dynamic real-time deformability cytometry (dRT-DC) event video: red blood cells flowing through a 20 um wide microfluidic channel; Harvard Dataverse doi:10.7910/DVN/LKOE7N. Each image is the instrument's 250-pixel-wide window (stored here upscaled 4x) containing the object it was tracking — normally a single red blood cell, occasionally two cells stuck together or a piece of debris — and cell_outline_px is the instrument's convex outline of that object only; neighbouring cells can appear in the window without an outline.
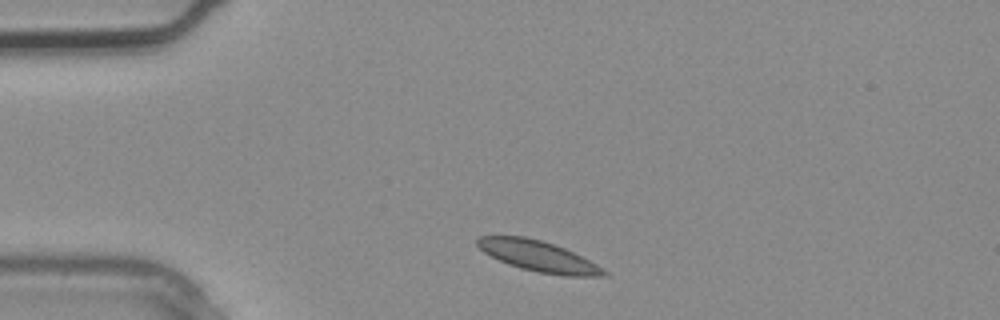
{"species": "common noctule bat (a hibernating species)", "species_latin": "Nyctalus noctula", "temperature_condition": "warm", "stored_images_in_passage": 1, "camera_frame_rate_fps": 3000, "um_per_image_px": 0.085, "animal": {"sex": "male", "body_mass_g": 20.4}, "frame": {"image": 1, "passage_image": 1, "time_ms": 0.0, "image_size_px": [1000, 320], "cell_outline_px": [[608, 276], [564, 276], [540, 272], [520, 268], [508, 264], [484, 252], [476, 244], [476, 240], [480, 236], [524, 236], [540, 240], [564, 248], [596, 264], [608, 272]], "centroid_in_image_um": [45.76, 21.78], "position_along_channel_um": 39.2, "area_um2": 22.25}}